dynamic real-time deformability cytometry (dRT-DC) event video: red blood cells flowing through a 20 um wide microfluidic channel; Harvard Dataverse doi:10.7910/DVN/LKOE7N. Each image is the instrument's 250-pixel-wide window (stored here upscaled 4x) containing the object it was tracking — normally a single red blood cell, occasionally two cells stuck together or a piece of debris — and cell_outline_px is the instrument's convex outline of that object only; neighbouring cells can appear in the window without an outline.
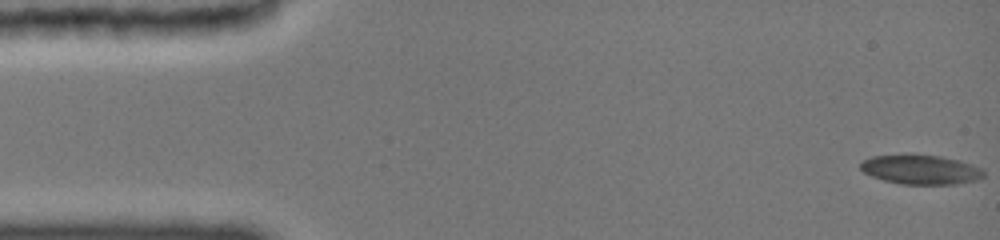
{"species": "common noctule bat (a hibernating species)", "species_latin": "Nyctalus noctula", "temperature_condition": "cold", "stored_images_in_passage": 31, "camera_frame_rate_fps": 3000, "um_per_image_px": 0.085, "animal": {"sex": "female", "body_mass_g": 19.0, "forearm_length_mm": 51.5}, "frame": {"image": 1, "passage_image": 1, "time_ms": 0.0, "image_size_px": [1000, 240], "cell_outline_px": [[984, 176], [976, 180], [956, 184], [900, 184], [884, 180], [872, 176], [864, 172], [860, 168], [860, 164], [864, 160], [872, 156], [940, 156], [960, 160], [984, 168]], "centroid_in_image_um": [78.32, 14.44], "position_along_channel_um": 6.7, "area_um2": 20.75}}
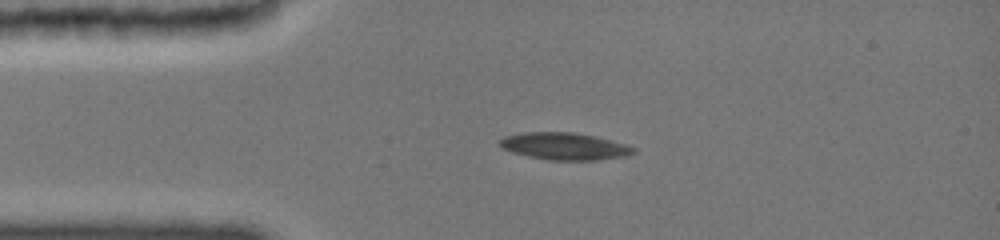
{"frame": {"image": 2, "passage_image": 19, "time_ms": 3.333, "image_size_px": [1000, 240], "cell_outline_px": [[636, 152], [628, 156], [600, 160], [548, 160], [528, 156], [512, 152], [504, 148], [500, 144], [500, 140], [504, 136], [528, 132], [568, 132], [592, 136], [624, 144], [636, 148]], "centroid_in_image_um": [48.01, 12.45], "position_along_channel_um": 37.0, "area_um2": 20.87}}
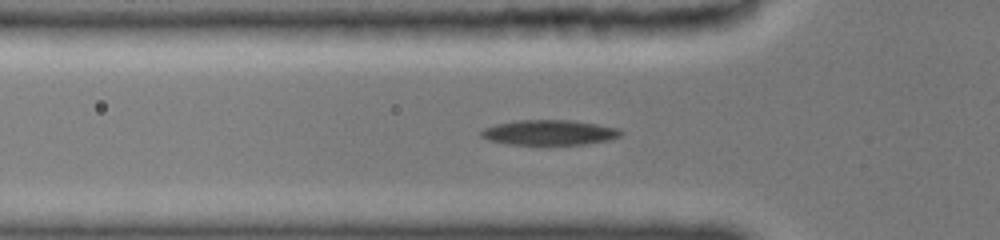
{"frame": {"image": 3, "passage_image": 28, "time_ms": 5.0, "image_size_px": [1000, 240], "cell_outline_px": [[624, 132], [620, 136], [608, 140], [584, 144], [512, 144], [492, 140], [480, 136], [480, 132], [484, 128], [500, 124], [520, 120], [564, 120], [592, 124], [616, 128]], "centroid_in_image_um": [46.7, 11.27], "position_along_channel_um": 79.1, "area_um2": 19.71}}